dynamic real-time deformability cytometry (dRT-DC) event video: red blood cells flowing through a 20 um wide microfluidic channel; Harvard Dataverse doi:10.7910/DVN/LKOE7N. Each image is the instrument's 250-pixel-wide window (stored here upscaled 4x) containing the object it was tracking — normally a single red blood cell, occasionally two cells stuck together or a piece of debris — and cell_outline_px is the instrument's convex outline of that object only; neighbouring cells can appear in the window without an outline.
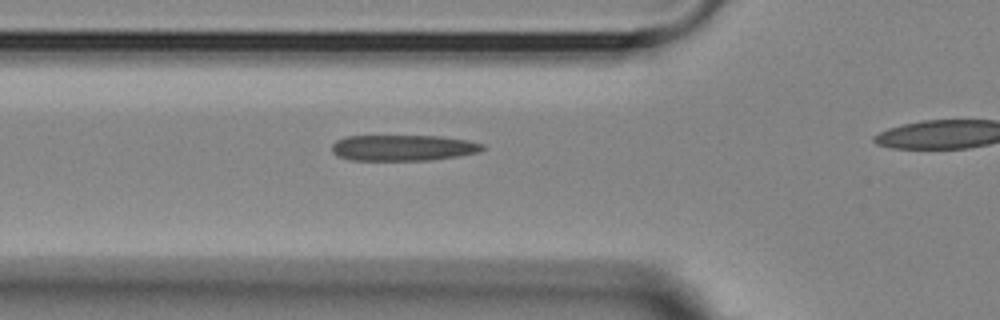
{"species": "Egyptian fruit bat (a non-hibernating species)", "species_latin": "Rousettus aegyptiacus", "temperature_condition": "room temperature", "stored_images_in_passage": 18, "camera_frame_rate_fps": 3000, "um_per_image_px": 0.085, "animal": {"sex": "female"}, "frame": {"image": 1, "passage_image": 13, "time_ms": 4.0, "image_size_px": [1000, 320], "cell_outline_px": [[488, 148], [480, 152], [460, 156], [432, 160], [352, 160], [336, 156], [332, 152], [332, 144], [336, 140], [344, 136], [440, 136], [468, 140], [484, 144]], "centroid_in_image_um": [34.3, 12.56], "position_along_channel_um": 91.5, "area_um2": 23.12}}
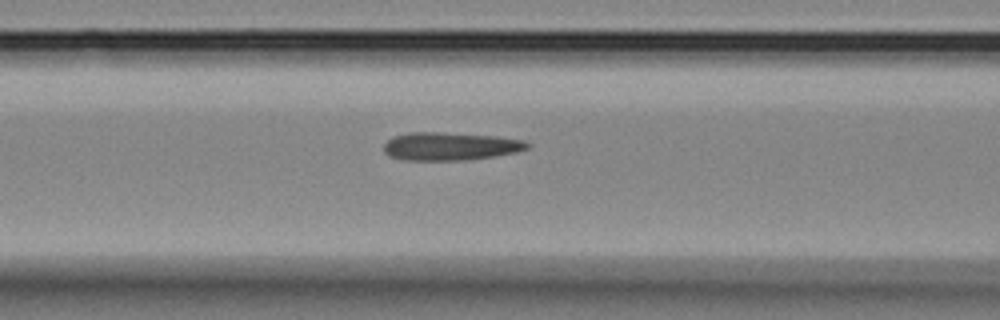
{"frame": {"image": 2, "passage_image": 16, "time_ms": 5.0, "image_size_px": [1000, 320], "cell_outline_px": [[532, 144], [528, 148], [516, 152], [496, 156], [464, 160], [400, 160], [388, 156], [384, 152], [384, 144], [392, 136], [412, 132], [436, 132], [496, 136], [524, 140]], "centroid_in_image_um": [38.25, 12.44], "position_along_channel_um": 128.3, "area_um2": 23.58}}